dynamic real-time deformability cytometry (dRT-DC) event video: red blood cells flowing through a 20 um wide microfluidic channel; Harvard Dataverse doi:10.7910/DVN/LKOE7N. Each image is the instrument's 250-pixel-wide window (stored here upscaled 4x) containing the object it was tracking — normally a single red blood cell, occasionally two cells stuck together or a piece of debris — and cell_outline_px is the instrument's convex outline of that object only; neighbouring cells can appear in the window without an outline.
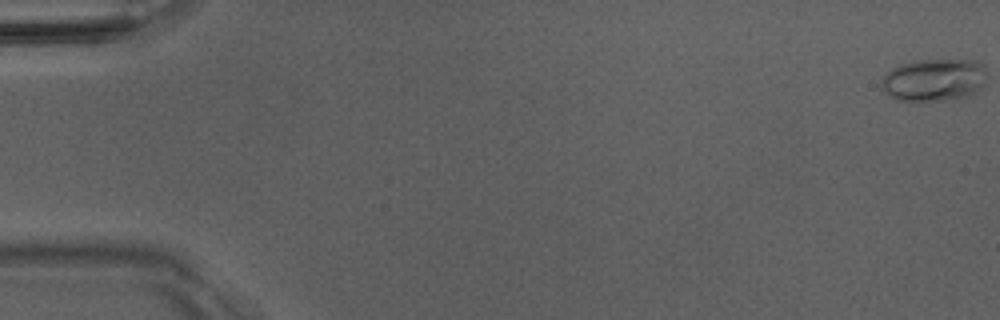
{"species": "Egyptian fruit bat (a non-hibernating species)", "species_latin": "Rousettus aegyptiacus", "temperature_condition": "room temperature", "stored_images_in_passage": 17, "camera_frame_rate_fps": 3000, "um_per_image_px": 0.085, "animal": {"sex": "male"}, "frame": {"image": 1, "passage_image": 1, "time_ms": 0.0, "image_size_px": [1000, 320], "cell_outline_px": [[984, 84], [976, 92], [968, 96], [956, 100], [896, 100], [888, 96], [884, 92], [880, 80], [892, 68], [900, 64], [912, 60], [972, 60], [980, 64], [984, 68]], "centroid_in_image_um": [79.35, 6.8], "position_along_channel_um": 5.6, "area_um2": 26.13}}